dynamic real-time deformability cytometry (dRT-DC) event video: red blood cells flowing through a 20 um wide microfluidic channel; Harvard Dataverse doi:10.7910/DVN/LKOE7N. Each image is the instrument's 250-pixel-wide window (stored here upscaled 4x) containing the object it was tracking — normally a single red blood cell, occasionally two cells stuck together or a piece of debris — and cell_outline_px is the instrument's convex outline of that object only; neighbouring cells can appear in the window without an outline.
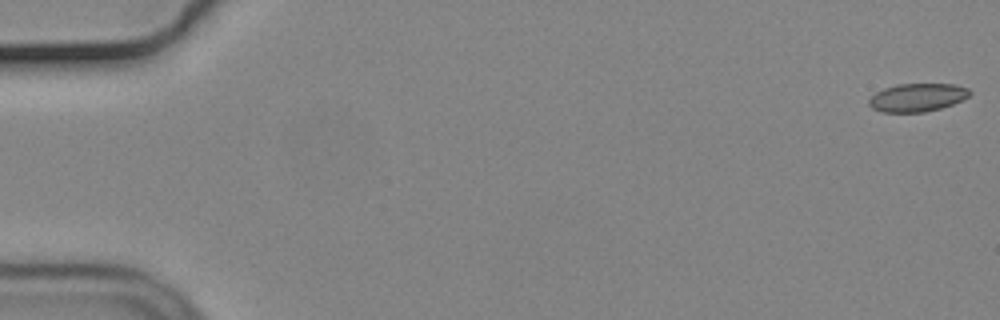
{"species": "common noctule bat (a hibernating species)", "species_latin": "Nyctalus noctula", "temperature_condition": "cold", "stored_images_in_passage": 16, "camera_frame_rate_fps": 3000, "um_per_image_px": 0.085, "animal": {"sex": "male", "body_mass_g": 19.2, "forearm_length_mm": 51.8}, "frame": {"image": 1, "passage_image": 1, "time_ms": 0.0, "image_size_px": [1000, 320], "cell_outline_px": [[972, 92], [968, 96], [952, 104], [940, 108], [924, 112], [880, 112], [872, 108], [868, 104], [868, 100], [876, 92], [884, 88], [896, 84], [956, 84], [968, 88]], "centroid_in_image_um": [77.95, 8.28], "position_along_channel_um": 7.1, "area_um2": 16.53}}
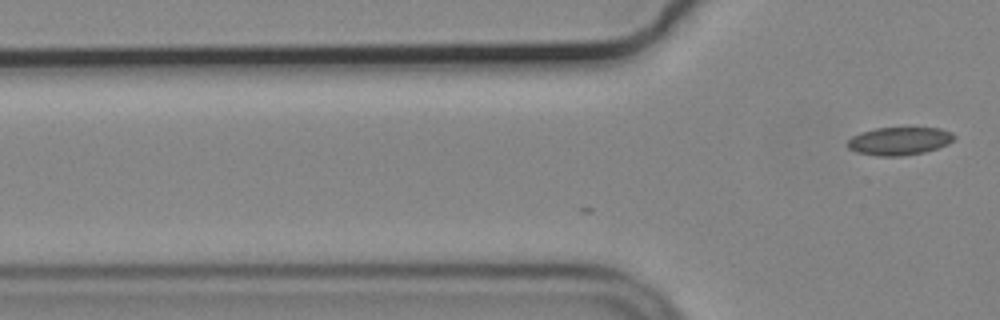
{"frame": {"image": 2, "passage_image": 16, "time_ms": 5.0, "image_size_px": [1000, 320], "cell_outline_px": [[956, 136], [948, 144], [924, 152], [904, 156], [876, 156], [856, 152], [848, 148], [848, 140], [852, 136], [860, 132], [876, 128], [940, 128], [952, 132]], "centroid_in_image_um": [76.43, 11.99], "position_along_channel_um": 49.4, "area_um2": 17.4}}